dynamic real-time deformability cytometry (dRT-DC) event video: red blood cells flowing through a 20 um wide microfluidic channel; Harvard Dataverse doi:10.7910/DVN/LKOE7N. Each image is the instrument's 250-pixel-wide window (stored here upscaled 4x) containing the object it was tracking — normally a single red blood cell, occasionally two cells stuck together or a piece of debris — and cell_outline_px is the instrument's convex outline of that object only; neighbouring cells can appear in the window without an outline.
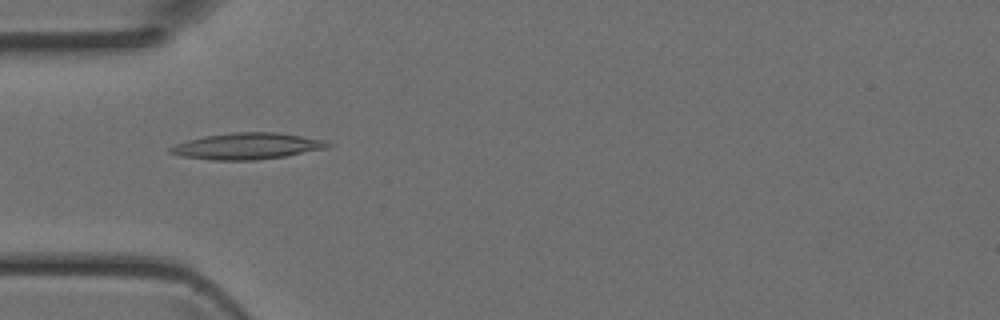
{"species": "Egyptian fruit bat (a non-hibernating species)", "species_latin": "Rousettus aegyptiacus", "temperature_condition": "room temperature", "stored_images_in_passage": 6, "camera_frame_rate_fps": 3000, "um_per_image_px": 0.085, "animal": {"sex": "female"}, "frame": {"image": 1, "passage_image": 4, "time_ms": 1.0, "image_size_px": [1000, 320], "cell_outline_px": [[332, 144], [328, 148], [284, 156], [256, 160], [212, 160], [180, 156], [168, 152], [168, 148], [176, 144], [188, 140], [204, 136], [232, 132], [276, 132], [328, 140]], "centroid_in_image_um": [21.02, 12.42], "position_along_channel_um": 64.0, "area_um2": 24.28}}
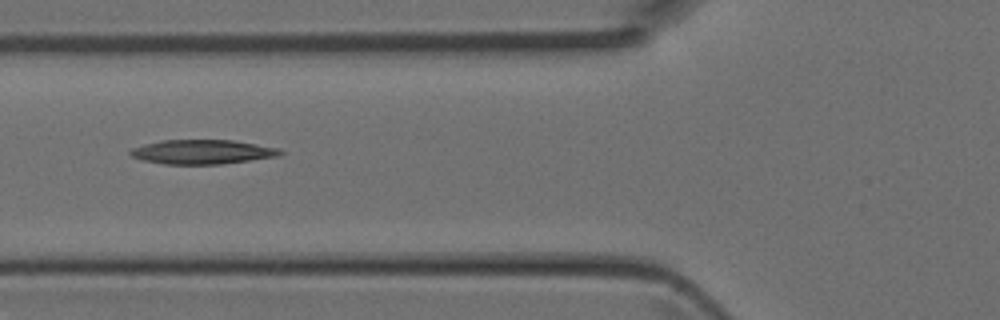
{"frame": {"image": 2, "passage_image": 5, "time_ms": 1.333, "image_size_px": [1000, 320], "cell_outline_px": [[284, 152], [280, 156], [220, 164], [164, 164], [144, 160], [132, 156], [128, 152], [132, 148], [144, 144], [160, 140], [232, 140], [280, 148]], "centroid_in_image_um": [17.22, 12.9], "position_along_channel_um": 108.6, "area_um2": 21.21}}
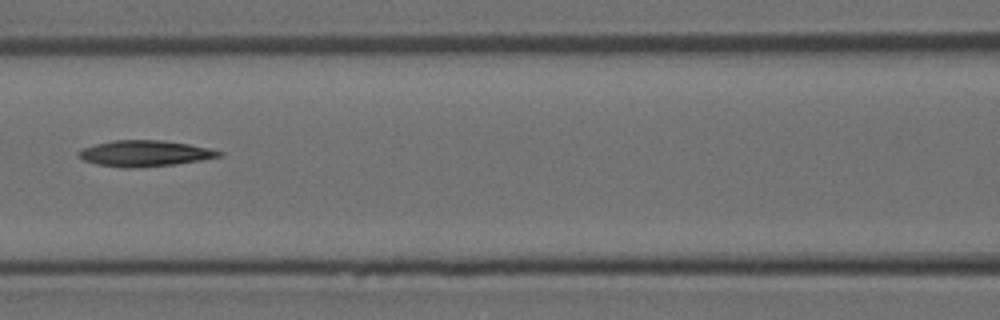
{"frame": {"image": 3, "passage_image": 6, "time_ms": 1.667, "image_size_px": [1000, 320], "cell_outline_px": [[224, 156], [176, 164], [132, 168], [124, 168], [96, 164], [84, 160], [76, 156], [76, 152], [80, 148], [112, 140], [164, 140], [188, 144], [208, 148], [224, 152]], "centroid_in_image_um": [12.27, 13.04], "position_along_channel_um": 154.3, "area_um2": 21.44}}